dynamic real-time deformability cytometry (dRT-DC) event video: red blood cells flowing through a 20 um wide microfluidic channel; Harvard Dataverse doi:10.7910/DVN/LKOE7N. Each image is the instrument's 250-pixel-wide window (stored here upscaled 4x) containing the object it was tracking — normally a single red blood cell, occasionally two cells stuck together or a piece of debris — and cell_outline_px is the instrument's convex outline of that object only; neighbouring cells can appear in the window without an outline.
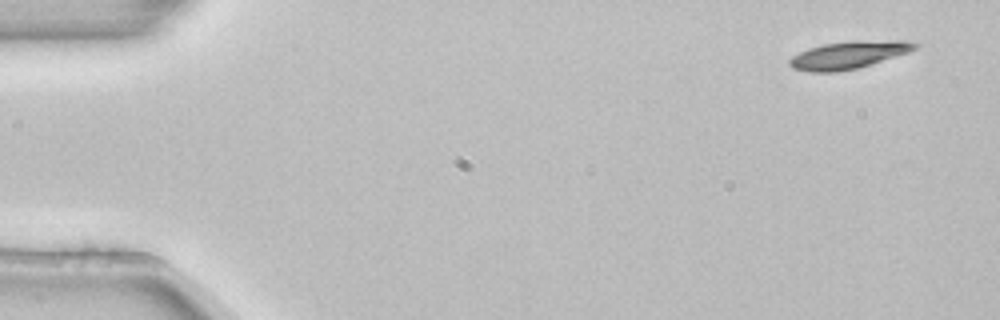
{"species": "common noctule bat (a hibernating species)", "species_latin": "Nyctalus noctula", "temperature_condition": "room temperature", "stored_images_in_passage": 3, "camera_frame_rate_fps": 3000, "um_per_image_px": 0.085, "animal": {"sex": "female", "body_mass_g": 22.7, "forearm_length_mm": 54.2}, "frame": {"image": 1, "passage_image": 1, "time_ms": 0.0, "image_size_px": [1000, 320], "cell_outline_px": [[920, 44], [916, 48], [908, 52], [856, 68], [836, 72], [808, 72], [792, 68], [788, 64], [788, 60], [792, 56], [808, 48], [824, 44], [892, 40], [904, 40]], "centroid_in_image_um": [72.07, 4.69], "position_along_channel_um": 12.9, "area_um2": 19.48}}